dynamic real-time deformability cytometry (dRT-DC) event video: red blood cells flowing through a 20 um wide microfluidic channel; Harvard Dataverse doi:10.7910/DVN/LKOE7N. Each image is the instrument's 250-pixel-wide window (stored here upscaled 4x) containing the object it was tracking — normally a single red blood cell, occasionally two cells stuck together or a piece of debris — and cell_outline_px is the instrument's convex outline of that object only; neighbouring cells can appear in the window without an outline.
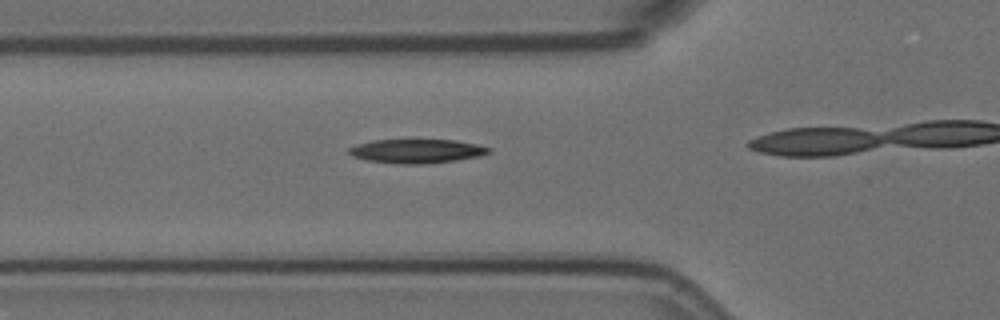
{"species": "Egyptian fruit bat (a non-hibernating species)", "species_latin": "Rousettus aegyptiacus", "temperature_condition": "room temperature", "stored_images_in_passage": 25, "camera_frame_rate_fps": 3000, "um_per_image_px": 0.085, "animal": {"sex": "female"}, "frame": {"image": 1, "passage_image": 14, "time_ms": 4.333, "image_size_px": [1000, 320], "cell_outline_px": [[492, 152], [480, 156], [456, 160], [424, 164], [396, 164], [368, 160], [352, 156], [348, 152], [348, 148], [356, 144], [372, 140], [456, 140], [476, 144], [492, 148]], "centroid_in_image_um": [35.43, 12.84], "position_along_channel_um": 90.4, "area_um2": 19.65}}
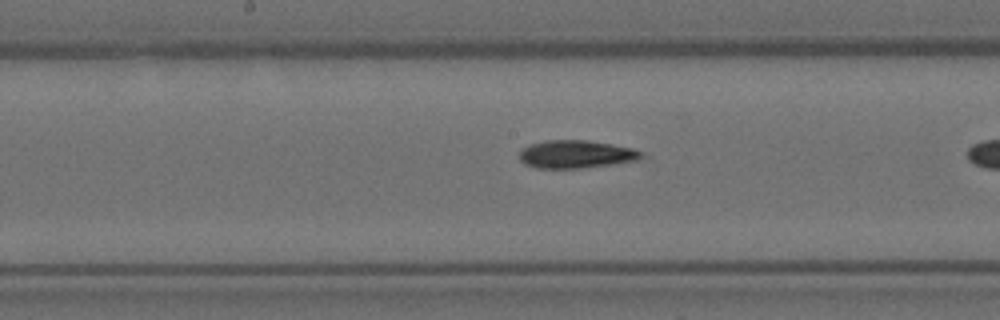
{"frame": {"image": 2, "passage_image": 23, "time_ms": 7.333, "image_size_px": [1000, 320], "cell_outline_px": [[640, 156], [636, 160], [612, 164], [580, 168], [536, 168], [524, 164], [520, 160], [520, 148], [528, 144], [544, 140], [588, 140], [612, 144], [632, 148], [640, 152]], "centroid_in_image_um": [48.86, 13.1], "position_along_channel_um": 199.3, "area_um2": 19.77}}